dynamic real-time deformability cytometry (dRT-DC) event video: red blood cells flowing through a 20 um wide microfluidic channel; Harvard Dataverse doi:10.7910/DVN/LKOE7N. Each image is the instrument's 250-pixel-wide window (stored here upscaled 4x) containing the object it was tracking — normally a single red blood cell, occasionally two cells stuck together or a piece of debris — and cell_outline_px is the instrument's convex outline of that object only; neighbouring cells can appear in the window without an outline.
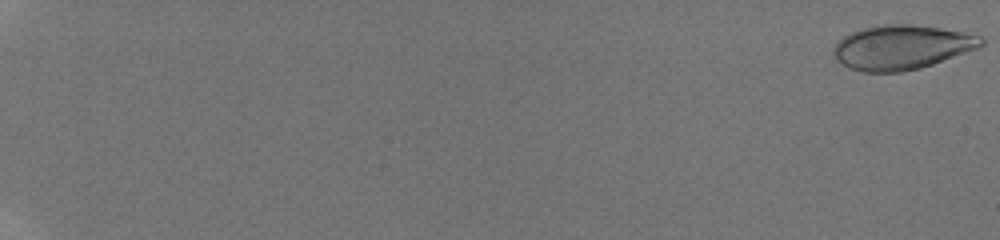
{"species": "human", "species_latin": "Homo sapiens", "temperature_condition": "room temperature", "stored_images_in_passage": 12, "camera_frame_rate_fps": 3000, "um_per_image_px": 0.085, "donor": {"sex": "male"}, "frame": {"image": 1, "passage_image": 1, "time_ms": 0.0, "image_size_px": [1000, 240], "cell_outline_px": [[984, 44], [980, 48], [920, 68], [900, 72], [860, 72], [836, 60], [832, 52], [832, 48], [836, 40], [852, 32], [876, 24], [912, 24], [940, 28], [980, 36], [984, 40]], "centroid_in_image_um": [76.61, 4.01], "position_along_channel_um": 8.4, "area_um2": 38.32}}
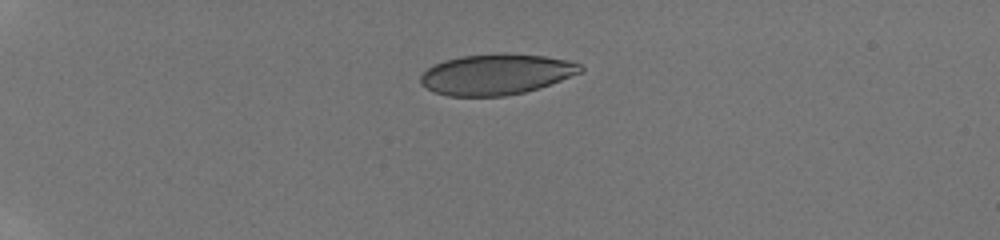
{"frame": {"image": 2, "passage_image": 8, "time_ms": 5.333, "image_size_px": [1000, 240], "cell_outline_px": [[584, 72], [524, 92], [504, 96], [448, 96], [432, 92], [420, 84], [420, 76], [432, 64], [444, 60], [460, 56], [544, 56], [564, 60], [580, 64], [584, 68]], "centroid_in_image_um": [42.11, 6.36], "position_along_channel_um": 42.9, "area_um2": 36.88}}
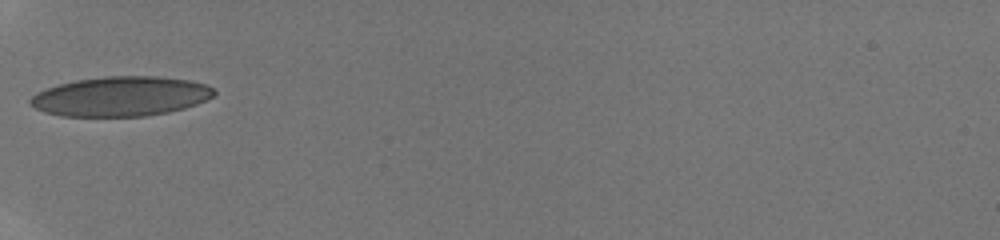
{"frame": {"image": 3, "passage_image": 11, "time_ms": 7.667, "image_size_px": [1000, 240], "cell_outline_px": [[216, 92], [212, 96], [196, 104], [184, 108], [168, 112], [144, 116], [60, 116], [44, 112], [28, 104], [28, 100], [36, 92], [44, 88], [76, 80], [104, 76], [156, 76], [188, 80], [208, 84]], "centroid_in_image_um": [10.22, 8.19], "position_along_channel_um": 74.8, "area_um2": 42.54}}